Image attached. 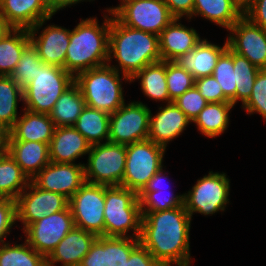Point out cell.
I'll return each mask as SVG.
<instances>
[{"instance_id":"f1b7e54d","label":"cell","mask_w":266,"mask_h":266,"mask_svg":"<svg viewBox=\"0 0 266 266\" xmlns=\"http://www.w3.org/2000/svg\"><path fill=\"white\" fill-rule=\"evenodd\" d=\"M131 82L141 80V89L143 94L157 101H162L163 103H171L167 82H166V61H160L143 67L138 71L132 78ZM165 101V102H164Z\"/></svg>"},{"instance_id":"9f6ffc18","label":"cell","mask_w":266,"mask_h":266,"mask_svg":"<svg viewBox=\"0 0 266 266\" xmlns=\"http://www.w3.org/2000/svg\"><path fill=\"white\" fill-rule=\"evenodd\" d=\"M7 151H0V156L4 153H6Z\"/></svg>"},{"instance_id":"11a10c76","label":"cell","mask_w":266,"mask_h":266,"mask_svg":"<svg viewBox=\"0 0 266 266\" xmlns=\"http://www.w3.org/2000/svg\"><path fill=\"white\" fill-rule=\"evenodd\" d=\"M130 1V0H120V4L122 5L123 3Z\"/></svg>"},{"instance_id":"7a4b0ae2","label":"cell","mask_w":266,"mask_h":266,"mask_svg":"<svg viewBox=\"0 0 266 266\" xmlns=\"http://www.w3.org/2000/svg\"><path fill=\"white\" fill-rule=\"evenodd\" d=\"M112 58L118 65H111ZM160 61L159 36L123 25L111 13L109 66L132 78L143 67Z\"/></svg>"},{"instance_id":"7dc6e473","label":"cell","mask_w":266,"mask_h":266,"mask_svg":"<svg viewBox=\"0 0 266 266\" xmlns=\"http://www.w3.org/2000/svg\"><path fill=\"white\" fill-rule=\"evenodd\" d=\"M161 264L140 243L132 252L125 266H160Z\"/></svg>"},{"instance_id":"db71d44e","label":"cell","mask_w":266,"mask_h":266,"mask_svg":"<svg viewBox=\"0 0 266 266\" xmlns=\"http://www.w3.org/2000/svg\"><path fill=\"white\" fill-rule=\"evenodd\" d=\"M244 10L253 0H235Z\"/></svg>"},{"instance_id":"c3c4849f","label":"cell","mask_w":266,"mask_h":266,"mask_svg":"<svg viewBox=\"0 0 266 266\" xmlns=\"http://www.w3.org/2000/svg\"><path fill=\"white\" fill-rule=\"evenodd\" d=\"M164 2L175 18L186 16L188 19L193 13L194 0H164Z\"/></svg>"},{"instance_id":"ffe728a7","label":"cell","mask_w":266,"mask_h":266,"mask_svg":"<svg viewBox=\"0 0 266 266\" xmlns=\"http://www.w3.org/2000/svg\"><path fill=\"white\" fill-rule=\"evenodd\" d=\"M175 18L159 34V50L162 61H175L191 51L202 40L196 29L182 25Z\"/></svg>"},{"instance_id":"836d02e7","label":"cell","mask_w":266,"mask_h":266,"mask_svg":"<svg viewBox=\"0 0 266 266\" xmlns=\"http://www.w3.org/2000/svg\"><path fill=\"white\" fill-rule=\"evenodd\" d=\"M0 244V266H47V259L25 240L22 244Z\"/></svg>"},{"instance_id":"4fadbf2b","label":"cell","mask_w":266,"mask_h":266,"mask_svg":"<svg viewBox=\"0 0 266 266\" xmlns=\"http://www.w3.org/2000/svg\"><path fill=\"white\" fill-rule=\"evenodd\" d=\"M75 227L70 206L30 224L23 233L28 244L46 258Z\"/></svg>"},{"instance_id":"f35d334b","label":"cell","mask_w":266,"mask_h":266,"mask_svg":"<svg viewBox=\"0 0 266 266\" xmlns=\"http://www.w3.org/2000/svg\"><path fill=\"white\" fill-rule=\"evenodd\" d=\"M43 64L37 50L30 44L21 55L18 64L10 74V77L24 88L34 79L39 67Z\"/></svg>"},{"instance_id":"ee69618b","label":"cell","mask_w":266,"mask_h":266,"mask_svg":"<svg viewBox=\"0 0 266 266\" xmlns=\"http://www.w3.org/2000/svg\"><path fill=\"white\" fill-rule=\"evenodd\" d=\"M16 221V200L0 198V244L5 242Z\"/></svg>"},{"instance_id":"f907efd6","label":"cell","mask_w":266,"mask_h":266,"mask_svg":"<svg viewBox=\"0 0 266 266\" xmlns=\"http://www.w3.org/2000/svg\"><path fill=\"white\" fill-rule=\"evenodd\" d=\"M167 177L168 176L166 175V172L163 170L162 167L157 173L154 174V176L150 179V181L142 191H155V188H163L164 179L167 180Z\"/></svg>"},{"instance_id":"f5cc1de1","label":"cell","mask_w":266,"mask_h":266,"mask_svg":"<svg viewBox=\"0 0 266 266\" xmlns=\"http://www.w3.org/2000/svg\"><path fill=\"white\" fill-rule=\"evenodd\" d=\"M9 29V27L3 22V20L0 17V38L2 35Z\"/></svg>"},{"instance_id":"8d00e7d4","label":"cell","mask_w":266,"mask_h":266,"mask_svg":"<svg viewBox=\"0 0 266 266\" xmlns=\"http://www.w3.org/2000/svg\"><path fill=\"white\" fill-rule=\"evenodd\" d=\"M233 65V51L227 49L220 55L214 68L213 76L219 82L224 96L235 106L236 83Z\"/></svg>"},{"instance_id":"d590c367","label":"cell","mask_w":266,"mask_h":266,"mask_svg":"<svg viewBox=\"0 0 266 266\" xmlns=\"http://www.w3.org/2000/svg\"><path fill=\"white\" fill-rule=\"evenodd\" d=\"M164 190L163 188H155V191H141L138 194L141 212H156L184 206V193L174 195V192L172 193L170 190L169 195L166 193L165 196L162 195Z\"/></svg>"},{"instance_id":"44dd1931","label":"cell","mask_w":266,"mask_h":266,"mask_svg":"<svg viewBox=\"0 0 266 266\" xmlns=\"http://www.w3.org/2000/svg\"><path fill=\"white\" fill-rule=\"evenodd\" d=\"M97 237L94 233L74 227L46 258L47 266H54L56 263L79 266Z\"/></svg>"},{"instance_id":"d4e9b609","label":"cell","mask_w":266,"mask_h":266,"mask_svg":"<svg viewBox=\"0 0 266 266\" xmlns=\"http://www.w3.org/2000/svg\"><path fill=\"white\" fill-rule=\"evenodd\" d=\"M7 152L31 181L50 161L49 145L35 141H8Z\"/></svg>"},{"instance_id":"5b68a950","label":"cell","mask_w":266,"mask_h":266,"mask_svg":"<svg viewBox=\"0 0 266 266\" xmlns=\"http://www.w3.org/2000/svg\"><path fill=\"white\" fill-rule=\"evenodd\" d=\"M141 207L138 194L123 186H105L104 236L140 238ZM133 231L130 233L129 231Z\"/></svg>"},{"instance_id":"e0dca14e","label":"cell","mask_w":266,"mask_h":266,"mask_svg":"<svg viewBox=\"0 0 266 266\" xmlns=\"http://www.w3.org/2000/svg\"><path fill=\"white\" fill-rule=\"evenodd\" d=\"M31 181L40 189L60 193L70 199L86 182L84 163L50 162Z\"/></svg>"},{"instance_id":"d6986e66","label":"cell","mask_w":266,"mask_h":266,"mask_svg":"<svg viewBox=\"0 0 266 266\" xmlns=\"http://www.w3.org/2000/svg\"><path fill=\"white\" fill-rule=\"evenodd\" d=\"M191 122L174 102L167 103L166 106L159 107L155 116L150 113L148 140L166 148Z\"/></svg>"},{"instance_id":"4316f807","label":"cell","mask_w":266,"mask_h":266,"mask_svg":"<svg viewBox=\"0 0 266 266\" xmlns=\"http://www.w3.org/2000/svg\"><path fill=\"white\" fill-rule=\"evenodd\" d=\"M31 44L28 29L9 28L0 38V75L10 76Z\"/></svg>"},{"instance_id":"30bf717a","label":"cell","mask_w":266,"mask_h":266,"mask_svg":"<svg viewBox=\"0 0 266 266\" xmlns=\"http://www.w3.org/2000/svg\"><path fill=\"white\" fill-rule=\"evenodd\" d=\"M222 172L209 171L184 194V207L191 218L193 213L213 215L225 211L229 204L230 179Z\"/></svg>"},{"instance_id":"9c48e42d","label":"cell","mask_w":266,"mask_h":266,"mask_svg":"<svg viewBox=\"0 0 266 266\" xmlns=\"http://www.w3.org/2000/svg\"><path fill=\"white\" fill-rule=\"evenodd\" d=\"M106 11L123 25L157 36L175 19L164 0H130Z\"/></svg>"},{"instance_id":"8fae6325","label":"cell","mask_w":266,"mask_h":266,"mask_svg":"<svg viewBox=\"0 0 266 266\" xmlns=\"http://www.w3.org/2000/svg\"><path fill=\"white\" fill-rule=\"evenodd\" d=\"M151 110L140 101L124 103L109 117V141L128 145L148 139Z\"/></svg>"},{"instance_id":"484cf974","label":"cell","mask_w":266,"mask_h":266,"mask_svg":"<svg viewBox=\"0 0 266 266\" xmlns=\"http://www.w3.org/2000/svg\"><path fill=\"white\" fill-rule=\"evenodd\" d=\"M243 15L244 10L235 0H194L188 19L201 16L228 31Z\"/></svg>"},{"instance_id":"d6a6232c","label":"cell","mask_w":266,"mask_h":266,"mask_svg":"<svg viewBox=\"0 0 266 266\" xmlns=\"http://www.w3.org/2000/svg\"><path fill=\"white\" fill-rule=\"evenodd\" d=\"M18 101H24L23 88L10 76L0 75V125L8 131L19 118Z\"/></svg>"},{"instance_id":"3957f363","label":"cell","mask_w":266,"mask_h":266,"mask_svg":"<svg viewBox=\"0 0 266 266\" xmlns=\"http://www.w3.org/2000/svg\"><path fill=\"white\" fill-rule=\"evenodd\" d=\"M110 15H103L102 25L98 24L97 17L81 18L77 26L70 30L65 70L74 77L82 71L108 63Z\"/></svg>"},{"instance_id":"681fc988","label":"cell","mask_w":266,"mask_h":266,"mask_svg":"<svg viewBox=\"0 0 266 266\" xmlns=\"http://www.w3.org/2000/svg\"><path fill=\"white\" fill-rule=\"evenodd\" d=\"M48 11L54 15L57 11H60L66 7H71L74 4L83 1H93V0H44Z\"/></svg>"},{"instance_id":"ac0fdd59","label":"cell","mask_w":266,"mask_h":266,"mask_svg":"<svg viewBox=\"0 0 266 266\" xmlns=\"http://www.w3.org/2000/svg\"><path fill=\"white\" fill-rule=\"evenodd\" d=\"M52 16L44 0H0V17L9 28L29 30Z\"/></svg>"},{"instance_id":"603a6c76","label":"cell","mask_w":266,"mask_h":266,"mask_svg":"<svg viewBox=\"0 0 266 266\" xmlns=\"http://www.w3.org/2000/svg\"><path fill=\"white\" fill-rule=\"evenodd\" d=\"M227 47V39L222 47L207 41V39H202L194 49L181 55L175 62L191 73L195 80L211 76L220 55Z\"/></svg>"},{"instance_id":"52a82bcc","label":"cell","mask_w":266,"mask_h":266,"mask_svg":"<svg viewBox=\"0 0 266 266\" xmlns=\"http://www.w3.org/2000/svg\"><path fill=\"white\" fill-rule=\"evenodd\" d=\"M166 148L151 140L126 145V164L120 186L139 194L163 165Z\"/></svg>"},{"instance_id":"4dcf8cb0","label":"cell","mask_w":266,"mask_h":266,"mask_svg":"<svg viewBox=\"0 0 266 266\" xmlns=\"http://www.w3.org/2000/svg\"><path fill=\"white\" fill-rule=\"evenodd\" d=\"M85 106L81 90L74 82L59 97L49 115L55 127L73 126Z\"/></svg>"},{"instance_id":"1f68e13d","label":"cell","mask_w":266,"mask_h":266,"mask_svg":"<svg viewBox=\"0 0 266 266\" xmlns=\"http://www.w3.org/2000/svg\"><path fill=\"white\" fill-rule=\"evenodd\" d=\"M29 182V178L8 152L0 156V198L16 200Z\"/></svg>"},{"instance_id":"6da1fadb","label":"cell","mask_w":266,"mask_h":266,"mask_svg":"<svg viewBox=\"0 0 266 266\" xmlns=\"http://www.w3.org/2000/svg\"><path fill=\"white\" fill-rule=\"evenodd\" d=\"M140 243L161 265L190 266L192 218L184 206L141 212Z\"/></svg>"},{"instance_id":"74e56055","label":"cell","mask_w":266,"mask_h":266,"mask_svg":"<svg viewBox=\"0 0 266 266\" xmlns=\"http://www.w3.org/2000/svg\"><path fill=\"white\" fill-rule=\"evenodd\" d=\"M166 82L172 102L195 85L192 74L175 61H166Z\"/></svg>"},{"instance_id":"2e32d148","label":"cell","mask_w":266,"mask_h":266,"mask_svg":"<svg viewBox=\"0 0 266 266\" xmlns=\"http://www.w3.org/2000/svg\"><path fill=\"white\" fill-rule=\"evenodd\" d=\"M41 20L28 30L31 44L37 50L43 63L65 69L66 51L70 42V30L58 25H47L39 34L46 21ZM37 33L39 36L37 37Z\"/></svg>"},{"instance_id":"bcb514c9","label":"cell","mask_w":266,"mask_h":266,"mask_svg":"<svg viewBox=\"0 0 266 266\" xmlns=\"http://www.w3.org/2000/svg\"><path fill=\"white\" fill-rule=\"evenodd\" d=\"M244 16L266 30V0H253L244 9Z\"/></svg>"},{"instance_id":"7bdbcfd3","label":"cell","mask_w":266,"mask_h":266,"mask_svg":"<svg viewBox=\"0 0 266 266\" xmlns=\"http://www.w3.org/2000/svg\"><path fill=\"white\" fill-rule=\"evenodd\" d=\"M139 244L138 238L111 237L112 266H125L131 252Z\"/></svg>"},{"instance_id":"60d3db41","label":"cell","mask_w":266,"mask_h":266,"mask_svg":"<svg viewBox=\"0 0 266 266\" xmlns=\"http://www.w3.org/2000/svg\"><path fill=\"white\" fill-rule=\"evenodd\" d=\"M79 266H112L111 237L98 236Z\"/></svg>"},{"instance_id":"816d5d0a","label":"cell","mask_w":266,"mask_h":266,"mask_svg":"<svg viewBox=\"0 0 266 266\" xmlns=\"http://www.w3.org/2000/svg\"><path fill=\"white\" fill-rule=\"evenodd\" d=\"M9 132L0 125V151H7Z\"/></svg>"},{"instance_id":"f6af8a7d","label":"cell","mask_w":266,"mask_h":266,"mask_svg":"<svg viewBox=\"0 0 266 266\" xmlns=\"http://www.w3.org/2000/svg\"><path fill=\"white\" fill-rule=\"evenodd\" d=\"M195 86L200 94L210 102H230L223 93V90L213 75L195 80Z\"/></svg>"},{"instance_id":"f546056e","label":"cell","mask_w":266,"mask_h":266,"mask_svg":"<svg viewBox=\"0 0 266 266\" xmlns=\"http://www.w3.org/2000/svg\"><path fill=\"white\" fill-rule=\"evenodd\" d=\"M109 117L107 112L85 106L73 127L91 146L106 143L109 141Z\"/></svg>"},{"instance_id":"ba28073f","label":"cell","mask_w":266,"mask_h":266,"mask_svg":"<svg viewBox=\"0 0 266 266\" xmlns=\"http://www.w3.org/2000/svg\"><path fill=\"white\" fill-rule=\"evenodd\" d=\"M87 155V164H84L87 183L121 185L126 164V145L110 142L95 144Z\"/></svg>"},{"instance_id":"9a60e30c","label":"cell","mask_w":266,"mask_h":266,"mask_svg":"<svg viewBox=\"0 0 266 266\" xmlns=\"http://www.w3.org/2000/svg\"><path fill=\"white\" fill-rule=\"evenodd\" d=\"M228 31V47L260 70L266 69V30L243 15Z\"/></svg>"},{"instance_id":"b9f144b4","label":"cell","mask_w":266,"mask_h":266,"mask_svg":"<svg viewBox=\"0 0 266 266\" xmlns=\"http://www.w3.org/2000/svg\"><path fill=\"white\" fill-rule=\"evenodd\" d=\"M173 102L191 121L209 103L195 85Z\"/></svg>"},{"instance_id":"7402d4cb","label":"cell","mask_w":266,"mask_h":266,"mask_svg":"<svg viewBox=\"0 0 266 266\" xmlns=\"http://www.w3.org/2000/svg\"><path fill=\"white\" fill-rule=\"evenodd\" d=\"M91 145L73 126L55 127L49 144L50 161L75 164V160L89 153Z\"/></svg>"},{"instance_id":"83f0119b","label":"cell","mask_w":266,"mask_h":266,"mask_svg":"<svg viewBox=\"0 0 266 266\" xmlns=\"http://www.w3.org/2000/svg\"><path fill=\"white\" fill-rule=\"evenodd\" d=\"M234 105L231 102H210L192 121L198 131L208 138L222 135L229 126V112Z\"/></svg>"},{"instance_id":"5bb4252c","label":"cell","mask_w":266,"mask_h":266,"mask_svg":"<svg viewBox=\"0 0 266 266\" xmlns=\"http://www.w3.org/2000/svg\"><path fill=\"white\" fill-rule=\"evenodd\" d=\"M68 206L69 199L64 195L40 189L30 181L16 199L17 222L21 221L24 231L30 224Z\"/></svg>"},{"instance_id":"e575fe53","label":"cell","mask_w":266,"mask_h":266,"mask_svg":"<svg viewBox=\"0 0 266 266\" xmlns=\"http://www.w3.org/2000/svg\"><path fill=\"white\" fill-rule=\"evenodd\" d=\"M233 65L236 83V103L241 101L243 105L251 96L253 85L260 69L246 57L235 52H233Z\"/></svg>"},{"instance_id":"8992f818","label":"cell","mask_w":266,"mask_h":266,"mask_svg":"<svg viewBox=\"0 0 266 266\" xmlns=\"http://www.w3.org/2000/svg\"><path fill=\"white\" fill-rule=\"evenodd\" d=\"M75 82V77L64 68L43 63L34 79L23 88L24 109L50 114L59 97Z\"/></svg>"},{"instance_id":"cb8c5ba5","label":"cell","mask_w":266,"mask_h":266,"mask_svg":"<svg viewBox=\"0 0 266 266\" xmlns=\"http://www.w3.org/2000/svg\"><path fill=\"white\" fill-rule=\"evenodd\" d=\"M55 125L50 115L34 113L23 108L13 127L8 131V141L51 142Z\"/></svg>"},{"instance_id":"7c38bea8","label":"cell","mask_w":266,"mask_h":266,"mask_svg":"<svg viewBox=\"0 0 266 266\" xmlns=\"http://www.w3.org/2000/svg\"><path fill=\"white\" fill-rule=\"evenodd\" d=\"M74 225L104 236L105 185L85 182L69 199Z\"/></svg>"},{"instance_id":"ab89813d","label":"cell","mask_w":266,"mask_h":266,"mask_svg":"<svg viewBox=\"0 0 266 266\" xmlns=\"http://www.w3.org/2000/svg\"><path fill=\"white\" fill-rule=\"evenodd\" d=\"M247 112V115L260 114L266 121V69L258 72L251 96L241 105Z\"/></svg>"},{"instance_id":"277c9868","label":"cell","mask_w":266,"mask_h":266,"mask_svg":"<svg viewBox=\"0 0 266 266\" xmlns=\"http://www.w3.org/2000/svg\"><path fill=\"white\" fill-rule=\"evenodd\" d=\"M131 79L108 64L85 70L75 76V83L79 86L85 104L88 107L114 113L124 103L122 79Z\"/></svg>"}]
</instances>
